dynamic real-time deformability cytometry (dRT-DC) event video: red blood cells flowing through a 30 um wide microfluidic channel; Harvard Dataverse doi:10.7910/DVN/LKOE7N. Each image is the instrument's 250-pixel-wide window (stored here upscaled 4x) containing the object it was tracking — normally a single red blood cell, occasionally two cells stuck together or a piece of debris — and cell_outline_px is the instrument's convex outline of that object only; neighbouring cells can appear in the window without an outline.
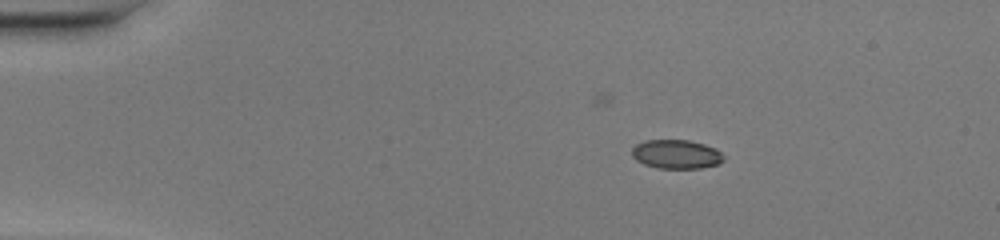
{"species": "common noctule bat (a hibernating species)", "species_latin": "Nyctalus noctula", "temperature_condition": "warm", "stored_images_in_passage": 39, "camera_frame_rate_fps": 3000, "um_per_image_px": 0.085, "animal": {"sex": "female", "body_mass_g": 20.0, "forearm_length_mm": 54.0}, "frame": {"image": 1, "passage_image": 1, "time_ms": 0.0, "image_size_px": [1000, 240], "cell_outline_px": [[724, 160], [720, 164], [700, 168], [656, 168], [644, 164], [636, 160], [632, 156], [632, 148], [636, 144], [644, 140], [688, 140], [704, 144], [716, 148], [724, 156]], "centroid_in_image_um": [57.49, 13.11], "position_along_channel_um": 27.5, "area_um2": 15.61}}
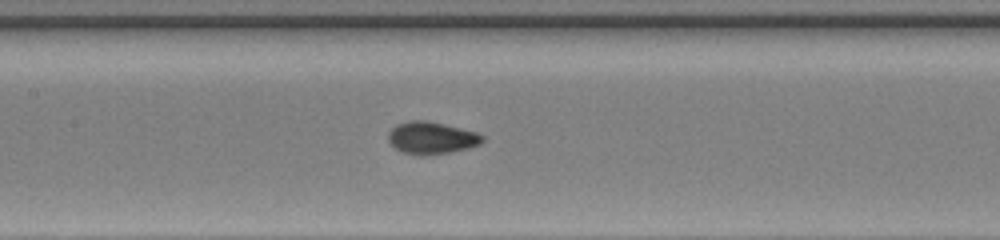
{"frame": {"image": 2, "passage_image": 17, "time_ms": 5.333, "image_size_px": [1000, 240], "cell_outline_px": [[484, 140], [480, 144], [468, 148], [448, 152], [420, 156], [404, 152], [396, 148], [388, 140], [388, 132], [396, 124], [408, 120], [428, 120], [476, 132], [484, 136]], "centroid_in_image_um": [36.66, 11.7], "position_along_channel_um": 170.7, "area_um2": 17.63}}
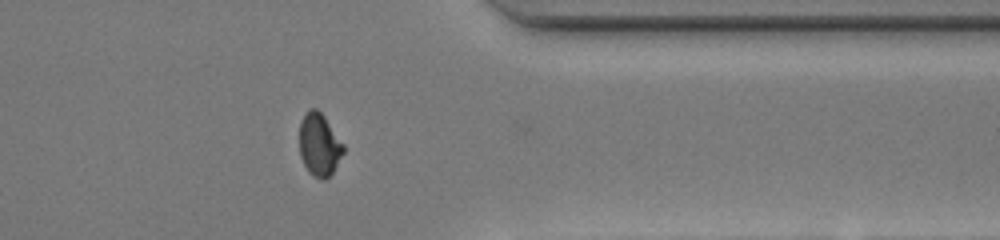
{"frame": {"image": 3, "passage_image": 33, "time_ms": 10.667, "image_size_px": [1000, 240], "cell_outline_px": [[344, 152], [332, 172], [324, 180], [320, 180], [312, 176], [308, 172], [300, 156], [300, 120], [312, 108], [316, 108], [324, 116], [344, 144]], "centroid_in_image_um": [27.14, 12.32], "position_along_channel_um": 384.3, "area_um2": 15.95}, "authors_computed_cell_mechanics": {"area_um2": 16.5308, "velocity_mm_per_s": 4.1732, "shape_relaxation_time_tau1_ms": 4.5625, "shape_relaxation_time_tau2_ms": null, "deformation_change_tau1": 0.1471, "deformation_change_tau2": null}}